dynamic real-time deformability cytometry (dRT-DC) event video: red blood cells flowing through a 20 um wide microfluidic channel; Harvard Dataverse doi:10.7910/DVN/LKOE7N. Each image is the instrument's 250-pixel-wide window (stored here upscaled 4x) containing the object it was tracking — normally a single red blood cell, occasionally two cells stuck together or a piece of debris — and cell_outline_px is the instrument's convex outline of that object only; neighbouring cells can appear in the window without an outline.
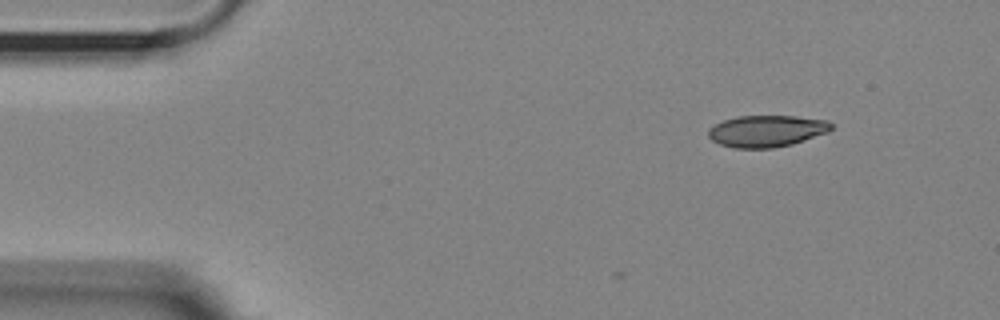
{"species": "Egyptian fruit bat (a non-hibernating species)", "species_latin": "Rousettus aegyptiacus", "temperature_condition": "room temperature", "stored_images_in_passage": 3, "camera_frame_rate_fps": 3000, "um_per_image_px": 0.085, "animal": {"sex": "female"}, "frame": {"image": 1, "passage_image": 1, "time_ms": 0.0, "image_size_px": [1000, 320], "cell_outline_px": [[832, 128], [828, 132], [792, 144], [772, 148], [736, 148], [720, 144], [712, 140], [708, 136], [708, 128], [724, 120], [736, 116], [796, 116], [828, 120], [832, 124]], "centroid_in_image_um": [65.16, 11.13], "position_along_channel_um": 19.8, "area_um2": 22.66}}